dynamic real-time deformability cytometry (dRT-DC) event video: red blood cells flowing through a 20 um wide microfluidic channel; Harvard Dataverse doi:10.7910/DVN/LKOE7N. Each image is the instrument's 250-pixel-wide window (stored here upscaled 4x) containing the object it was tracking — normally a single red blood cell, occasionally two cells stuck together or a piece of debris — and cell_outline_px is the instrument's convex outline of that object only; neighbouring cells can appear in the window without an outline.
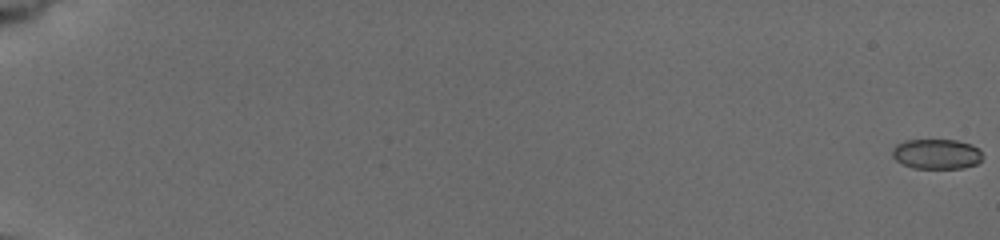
{"species": "common noctule bat (a hibernating species)", "species_latin": "Nyctalus noctula", "temperature_condition": "cold", "stored_images_in_passage": 45, "camera_frame_rate_fps": 3000, "um_per_image_px": 0.085, "animal": {"sex": "female", "body_mass_g": 19.5, "forearm_length_mm": 54.1}, "frame": {"image": 1, "passage_image": 1, "time_ms": 0.0, "image_size_px": [1000, 240], "cell_outline_px": [[980, 160], [976, 164], [964, 168], [912, 168], [896, 160], [892, 156], [892, 148], [896, 144], [904, 140], [956, 140], [972, 144], [980, 148]], "centroid_in_image_um": [79.59, 13.08], "position_along_channel_um": 5.4, "area_um2": 15.84}}
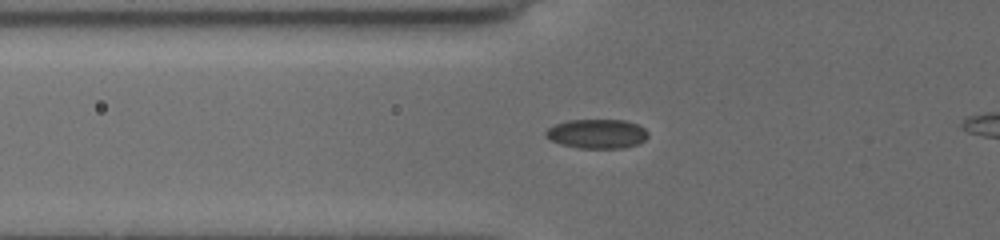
{"frame": {"image": 2, "passage_image": 38, "time_ms": 7.667, "image_size_px": [1000, 240], "cell_outline_px": [[648, 136], [644, 140], [636, 144], [624, 148], [580, 148], [560, 144], [544, 136], [544, 132], [548, 128], [556, 124], [568, 120], [624, 120], [636, 124], [644, 128], [648, 132]], "centroid_in_image_um": [50.73, 11.37], "position_along_channel_um": 75.1, "area_um2": 17.4}}